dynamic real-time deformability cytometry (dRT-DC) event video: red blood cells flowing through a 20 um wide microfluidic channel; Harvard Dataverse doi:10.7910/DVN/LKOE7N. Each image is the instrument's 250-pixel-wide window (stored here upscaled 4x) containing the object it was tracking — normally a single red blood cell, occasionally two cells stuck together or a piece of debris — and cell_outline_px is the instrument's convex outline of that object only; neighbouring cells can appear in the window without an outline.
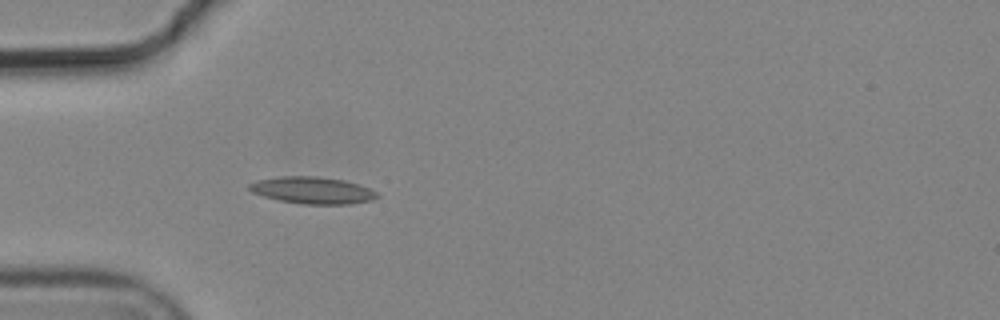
{"species": "common noctule bat (a hibernating species)", "species_latin": "Nyctalus noctula", "temperature_condition": "cold", "stored_images_in_passage": 3, "camera_frame_rate_fps": 3000, "um_per_image_px": 0.085, "animal": {"sex": "male", "body_mass_g": 19.2, "forearm_length_mm": 51.8}, "frame": {"image": 1, "passage_image": 3, "time_ms": 0.667, "image_size_px": [1000, 320], "cell_outline_px": [[380, 196], [372, 200], [348, 204], [304, 204], [280, 200], [264, 196], [252, 192], [248, 188], [248, 184], [256, 180], [280, 176], [316, 176], [344, 180], [368, 188], [376, 192]], "centroid_in_image_um": [26.54, 16.17], "position_along_channel_um": 58.5, "area_um2": 19.88}}